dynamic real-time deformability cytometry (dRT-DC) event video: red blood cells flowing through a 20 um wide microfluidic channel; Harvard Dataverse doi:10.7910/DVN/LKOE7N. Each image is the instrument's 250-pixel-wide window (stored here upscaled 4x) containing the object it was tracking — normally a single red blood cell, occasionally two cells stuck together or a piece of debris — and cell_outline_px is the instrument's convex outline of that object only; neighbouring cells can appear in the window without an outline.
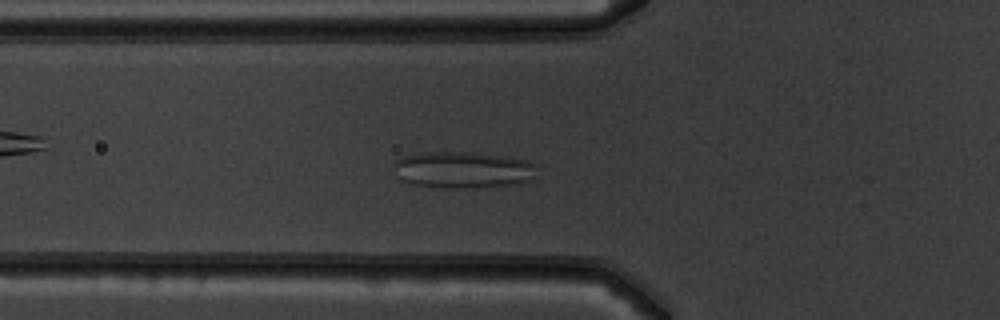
{"species": "common noctule bat (a hibernating species)", "species_latin": "Nyctalus noctula", "temperature_condition": "warm", "stored_images_in_passage": 41, "camera_frame_rate_fps": 3000, "um_per_image_px": 0.085, "animal": {"sex": "male", "body_mass_g": 19.5, "forearm_length_mm": 54.6}, "frame": {"image": 1, "passage_image": 7, "time_ms": 2.0, "image_size_px": [1000, 320], "cell_outline_px": [[532, 164], [528, 180], [520, 184], [464, 188], [444, 188], [412, 184], [400, 180], [396, 176], [392, 164], [400, 156], [424, 152], [460, 152], [504, 156], [524, 160]], "centroid_in_image_um": [39.17, 14.44], "position_along_channel_um": 86.6, "area_um2": 30.11}}
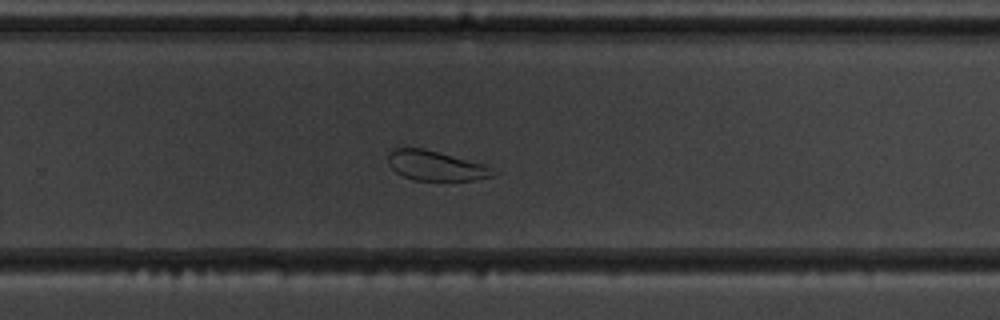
{"frame": {"image": 2, "passage_image": 23, "time_ms": 7.333, "image_size_px": [1000, 320], "cell_outline_px": [[500, 172], [496, 176], [476, 180], [416, 180], [404, 176], [396, 172], [388, 164], [388, 152], [392, 148], [424, 148], [484, 164]], "centroid_in_image_um": [37.08, 14.08], "position_along_channel_um": 292.7, "area_um2": 18.38}}
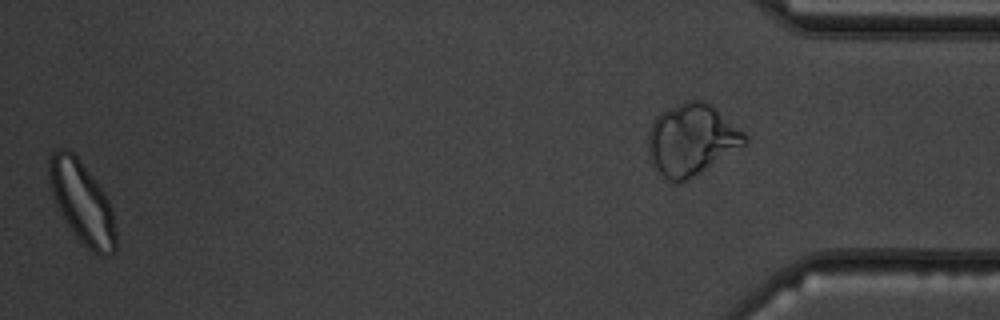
{"frame": {"image": 3, "passage_image": 40, "time_ms": 13.0, "image_size_px": [1000, 320], "cell_outline_px": [[116, 252], [104, 256], [100, 256], [92, 252], [76, 236], [64, 220], [52, 192], [48, 176], [48, 160], [52, 152], [56, 148], [68, 148], [80, 160], [104, 192], [108, 200], [112, 212], [116, 232]], "centroid_in_image_um": [6.97, 17.2], "position_along_channel_um": 428.2, "area_um2": 31.67}, "authors_computed_cell_mechanics": {"area_um2": 26.8192, "velocity_mm_per_s": 3.8678, "shape_relaxation_time_tau1_ms": null, "shape_relaxation_time_tau2_ms": 1.5286, "deformation_change_tau1": null, "deformation_change_tau2": 0.0843}}